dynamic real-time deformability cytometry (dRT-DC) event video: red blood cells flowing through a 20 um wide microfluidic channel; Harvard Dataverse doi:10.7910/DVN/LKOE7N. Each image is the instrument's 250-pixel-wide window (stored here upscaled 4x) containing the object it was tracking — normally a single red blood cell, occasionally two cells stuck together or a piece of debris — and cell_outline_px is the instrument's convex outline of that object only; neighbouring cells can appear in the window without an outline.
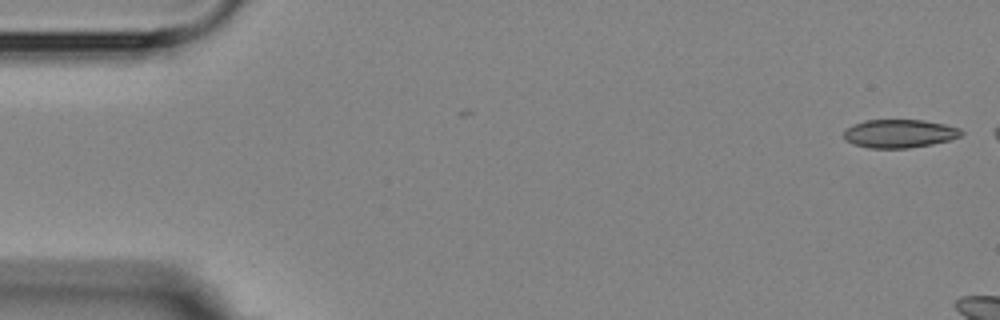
{"species": "Egyptian fruit bat (a non-hibernating species)", "species_latin": "Rousettus aegyptiacus", "temperature_condition": "room temperature", "stored_images_in_passage": 3, "camera_frame_rate_fps": 3000, "um_per_image_px": 0.085, "animal": {"sex": "female"}, "frame": {"image": 1, "passage_image": 1, "time_ms": 0.0, "image_size_px": [1000, 320], "cell_outline_px": [[964, 132], [960, 136], [952, 140], [932, 144], [908, 148], [868, 148], [852, 144], [844, 140], [844, 132], [852, 124], [864, 120], [924, 120], [944, 124], [960, 128]], "centroid_in_image_um": [76.45, 11.36], "position_along_channel_um": 8.6, "area_um2": 19.59}}